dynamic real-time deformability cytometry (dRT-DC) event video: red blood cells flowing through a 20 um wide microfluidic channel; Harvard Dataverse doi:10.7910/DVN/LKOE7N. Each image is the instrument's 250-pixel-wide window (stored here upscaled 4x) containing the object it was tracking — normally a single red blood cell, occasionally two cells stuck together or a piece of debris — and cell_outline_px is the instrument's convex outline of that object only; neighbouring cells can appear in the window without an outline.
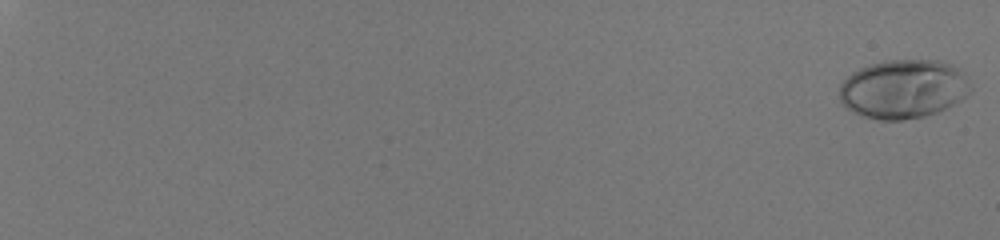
{"species": "human", "species_latin": "Homo sapiens", "temperature_condition": "room temperature", "stored_images_in_passage": 57, "camera_frame_rate_fps": 3000, "um_per_image_px": 0.085, "donor": {"sex": "male"}, "frame": {"image": 1, "passage_image": 1, "time_ms": 0.0, "image_size_px": [1000, 240], "cell_outline_px": [[972, 88], [964, 96], [952, 104], [936, 112], [924, 116], [900, 120], [876, 120], [860, 116], [848, 108], [840, 100], [840, 84], [852, 72], [860, 68], [884, 60], [940, 60], [952, 64], [964, 72]], "centroid_in_image_um": [76.77, 7.55], "position_along_channel_um": 8.2, "area_um2": 44.91}}
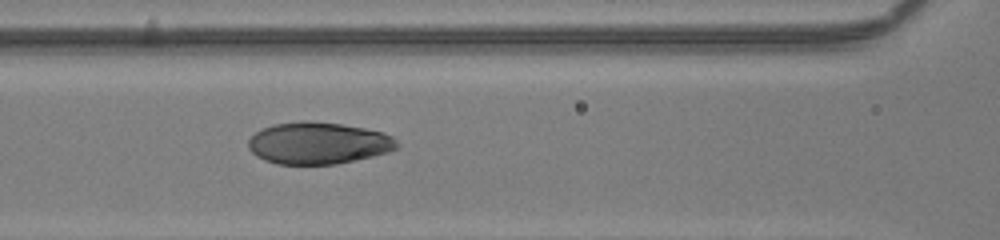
{"frame": {"image": 2, "passage_image": 32, "time_ms": 10.333, "image_size_px": [1000, 240], "cell_outline_px": [[400, 144], [396, 148], [388, 152], [372, 156], [336, 164], [276, 164], [264, 160], [256, 156], [248, 148], [248, 140], [256, 132], [272, 124], [300, 120], [304, 120], [340, 124], [364, 128], [384, 132], [392, 136]], "centroid_in_image_um": [27.04, 12.16], "position_along_channel_um": 139.6, "area_um2": 36.36}}
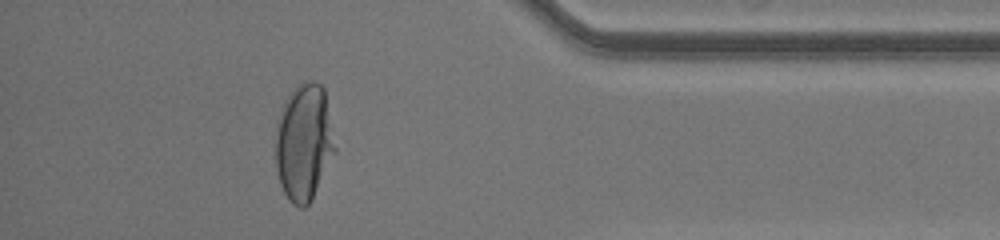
{"frame": {"image": 3, "passage_image": 53, "time_ms": 17.333, "image_size_px": [1000, 240], "cell_outline_px": [[336, 152], [312, 200], [304, 208], [300, 208], [292, 204], [288, 200], [280, 184], [276, 168], [276, 120], [288, 96], [300, 84], [308, 80], [312, 80], [320, 84], [324, 88], [336, 148]], "centroid_in_image_um": [25.84, 12.14], "position_along_channel_um": 409.4, "area_um2": 40.58}, "authors_computed_cell_mechanics": {"area_um2": 37.9168, "velocity_mm_per_s": 4.102, "shape_relaxation_time_tau1_ms": 4.408, "shape_relaxation_time_tau2_ms": null, "deformation_change_tau1": 0.2265, "deformation_change_tau2": null}}